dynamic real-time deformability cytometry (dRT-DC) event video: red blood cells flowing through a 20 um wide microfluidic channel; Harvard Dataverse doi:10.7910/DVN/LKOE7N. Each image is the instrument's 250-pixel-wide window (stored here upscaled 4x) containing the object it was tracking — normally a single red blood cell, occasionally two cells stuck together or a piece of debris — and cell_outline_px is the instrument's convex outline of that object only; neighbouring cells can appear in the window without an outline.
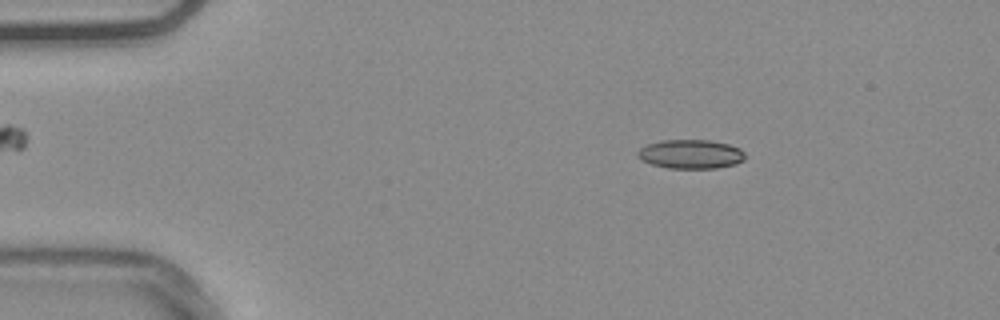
{"species": "common noctule bat (a hibernating species)", "species_latin": "Nyctalus noctula", "temperature_condition": "warm", "stored_images_in_passage": 47, "camera_frame_rate_fps": 3000, "um_per_image_px": 0.085, "animal": {"sex": "male", "body_mass_g": 20.4}, "frame": {"image": 1, "passage_image": 9, "time_ms": 2.667, "image_size_px": [1000, 320], "cell_outline_px": [[744, 160], [736, 164], [716, 168], [668, 168], [652, 164], [636, 156], [636, 152], [640, 148], [648, 144], [660, 140], [712, 140], [728, 144], [740, 148], [744, 152]], "centroid_in_image_um": [58.72, 13.09], "position_along_channel_um": 26.3, "area_um2": 18.21}}
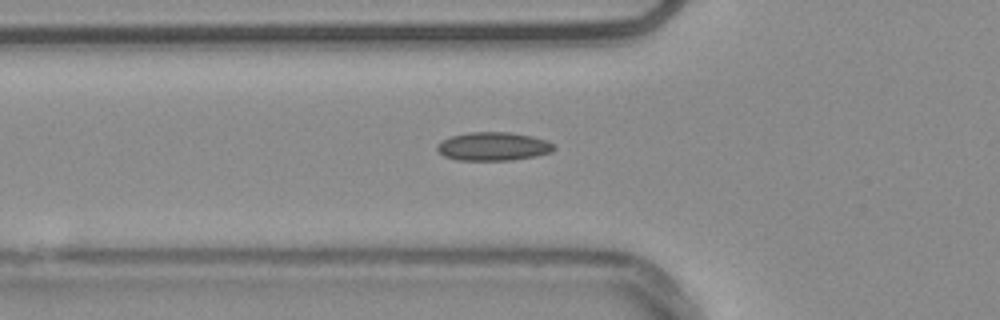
{"frame": {"image": 2, "passage_image": 19, "time_ms": 6.0, "image_size_px": [1000, 320], "cell_outline_px": [[556, 148], [552, 152], [536, 156], [512, 160], [456, 160], [444, 156], [436, 148], [436, 144], [452, 136], [468, 132], [508, 132], [532, 136], [544, 140], [552, 144]], "centroid_in_image_um": [41.92, 12.45], "position_along_channel_um": 83.9, "area_um2": 19.31}}
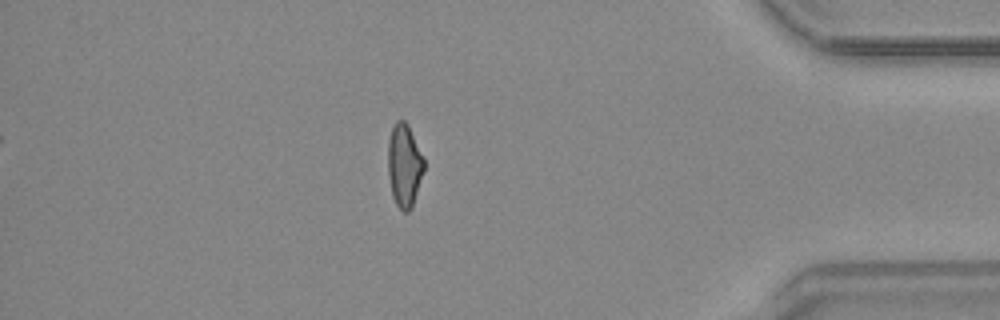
{"frame": {"image": 3, "passage_image": 47, "time_ms": 15.333, "image_size_px": [1000, 320], "cell_outline_px": [[424, 168], [412, 208], [408, 212], [404, 212], [396, 204], [392, 196], [388, 176], [388, 140], [392, 128], [396, 120], [404, 120], [408, 124], [424, 160]], "centroid_in_image_um": [34.35, 14.06], "position_along_channel_um": 400.9, "area_um2": 17.34}, "authors_computed_cell_mechanics": {"area_um2": 17.918, "velocity_mm_per_s": 3.7722, "shape_relaxation_time_tau1_ms": null, "shape_relaxation_time_tau2_ms": 4.1937, "deformation_change_tau1": null, "deformation_change_tau2": 0.0996}}